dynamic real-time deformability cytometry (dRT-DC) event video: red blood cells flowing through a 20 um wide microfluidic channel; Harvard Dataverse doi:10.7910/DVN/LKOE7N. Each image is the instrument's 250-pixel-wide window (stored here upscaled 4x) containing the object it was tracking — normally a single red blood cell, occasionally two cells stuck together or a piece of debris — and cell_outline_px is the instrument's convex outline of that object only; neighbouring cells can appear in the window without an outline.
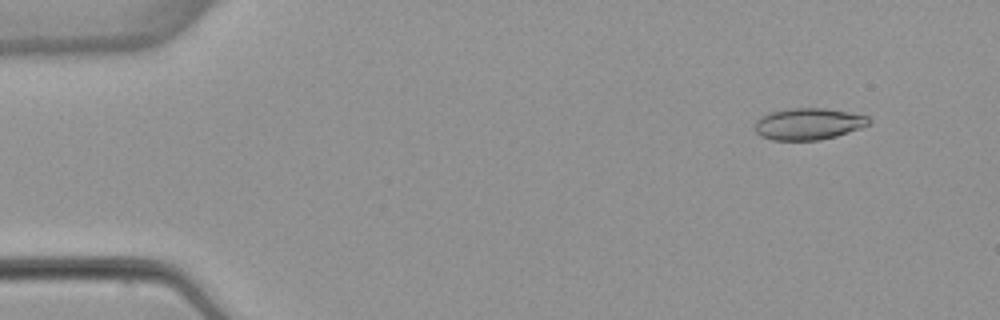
{"species": "common noctule bat (a hibernating species)", "species_latin": "Nyctalus noctula", "temperature_condition": "warm", "stored_images_in_passage": 53, "camera_frame_rate_fps": 3000, "um_per_image_px": 0.085, "animal": {"sex": "female", "body_mass_g": 22.7, "forearm_length_mm": 54.2}, "frame": {"image": 1, "passage_image": 5, "time_ms": 1.333, "image_size_px": [1000, 320], "cell_outline_px": [[872, 124], [836, 136], [820, 140], [772, 140], [760, 136], [756, 132], [756, 120], [772, 112], [792, 108], [828, 108], [868, 116], [872, 120]], "centroid_in_image_um": [68.77, 10.53], "position_along_channel_um": 16.2, "area_um2": 20.98}}
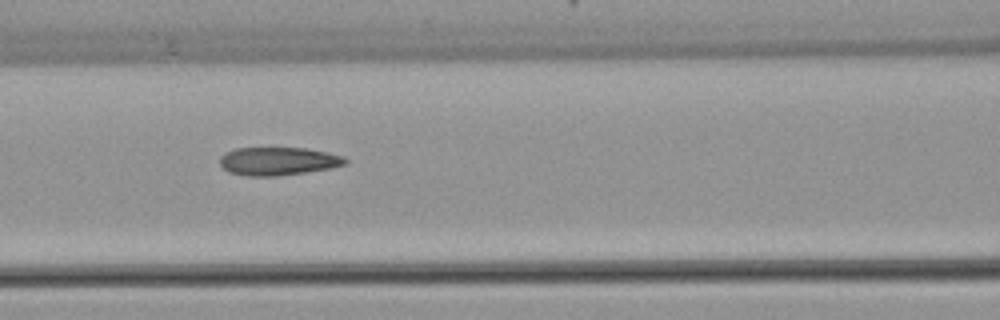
{"frame": {"image": 2, "passage_image": 23, "time_ms": 7.333, "image_size_px": [1000, 320], "cell_outline_px": [[348, 164], [332, 168], [276, 176], [248, 176], [228, 172], [220, 164], [220, 156], [236, 148], [304, 148], [344, 156], [348, 160]], "centroid_in_image_um": [23.66, 13.7], "position_along_channel_um": 142.9, "area_um2": 20.46}}
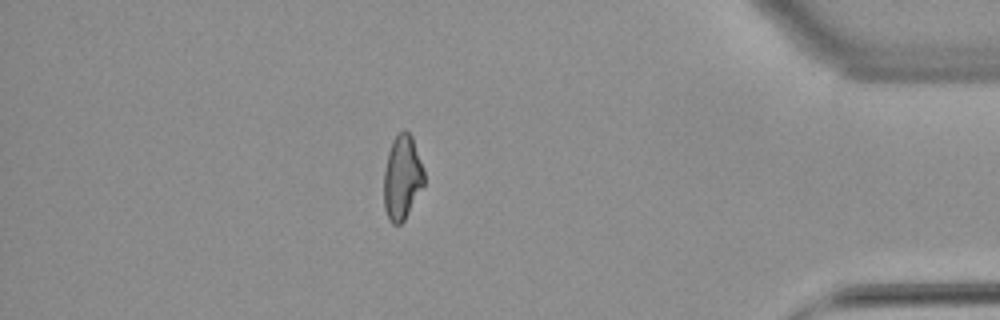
{"frame": {"image": 3, "passage_image": 46, "time_ms": 15.0, "image_size_px": [1000, 320], "cell_outline_px": [[424, 184], [404, 220], [400, 224], [392, 224], [388, 220], [384, 208], [384, 172], [388, 152], [392, 140], [404, 128], [412, 136], [424, 172]], "centroid_in_image_um": [34.16, 15.09], "position_along_channel_um": 401.0, "area_um2": 19.65}, "authors_computed_cell_mechanics": {"area_um2": 20.9814, "velocity_mm_per_s": 3.8955, "shape_relaxation_time_tau1_ms": null, "shape_relaxation_time_tau2_ms": 2.8249, "deformation_change_tau1": null, "deformation_change_tau2": 0.0993}}